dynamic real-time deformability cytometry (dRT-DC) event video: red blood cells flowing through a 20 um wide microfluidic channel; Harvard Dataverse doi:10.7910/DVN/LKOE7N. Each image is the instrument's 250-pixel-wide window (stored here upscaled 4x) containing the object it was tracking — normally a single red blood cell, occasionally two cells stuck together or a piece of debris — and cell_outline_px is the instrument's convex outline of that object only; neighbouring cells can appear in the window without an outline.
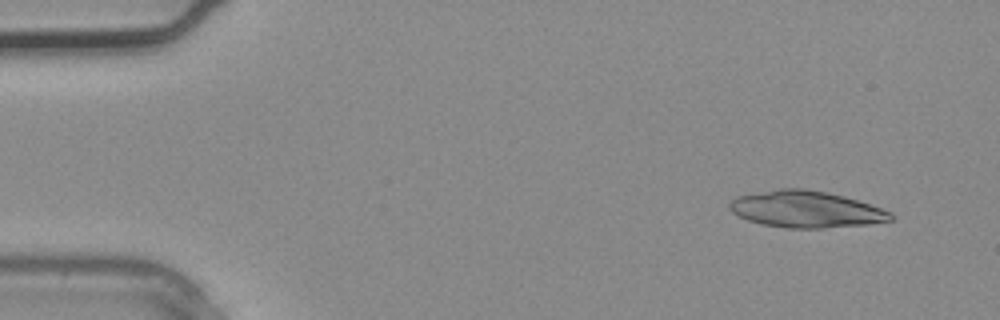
{"species": "common noctule bat (a hibernating species)", "species_latin": "Nyctalus noctula", "temperature_condition": "warm", "stored_images_in_passage": 2, "camera_frame_rate_fps": 3000, "um_per_image_px": 0.085, "animal": {"sex": "male", "body_mass_g": 20.4}, "frame": {"image": 1, "passage_image": 1, "time_ms": 0.0, "image_size_px": [1000, 320], "cell_outline_px": [[896, 216], [892, 220], [868, 224], [824, 228], [784, 228], [760, 224], [748, 220], [732, 212], [728, 208], [728, 200], [736, 196], [780, 188], [804, 188], [828, 192], [844, 196], [892, 212]], "centroid_in_image_um": [68.47, 17.79], "position_along_channel_um": 16.5, "area_um2": 34.62}}